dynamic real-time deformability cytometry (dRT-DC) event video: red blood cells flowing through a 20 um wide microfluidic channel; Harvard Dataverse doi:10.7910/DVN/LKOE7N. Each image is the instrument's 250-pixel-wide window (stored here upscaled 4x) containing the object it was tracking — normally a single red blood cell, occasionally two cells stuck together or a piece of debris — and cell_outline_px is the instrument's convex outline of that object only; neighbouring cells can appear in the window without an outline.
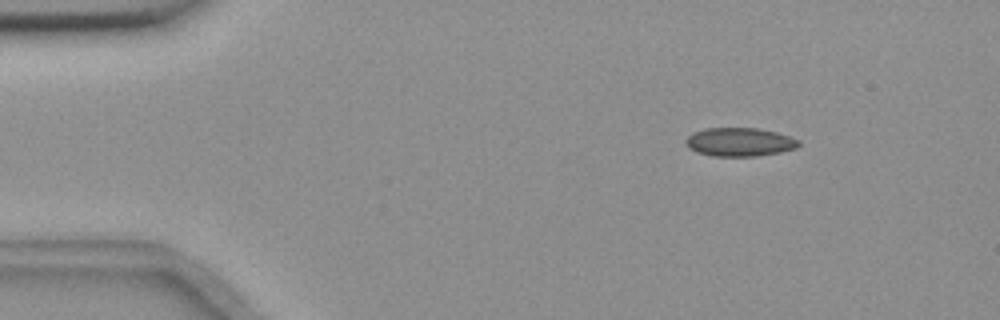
{"species": "common noctule bat (a hibernating species)", "species_latin": "Nyctalus noctula", "temperature_condition": "room temperature", "stored_images_in_passage": 49, "camera_frame_rate_fps": 3000, "um_per_image_px": 0.085, "animal": {"sex": "female", "body_mass_g": 18.4}, "frame": {"image": 1, "passage_image": 1, "time_ms": 0.0, "image_size_px": [1000, 320], "cell_outline_px": [[800, 144], [796, 148], [780, 152], [756, 156], [712, 156], [696, 152], [688, 148], [684, 144], [684, 140], [692, 132], [704, 128], [760, 128], [776, 132], [800, 140]], "centroid_in_image_um": [62.82, 12.07], "position_along_channel_um": 22.2, "area_um2": 19.02}}
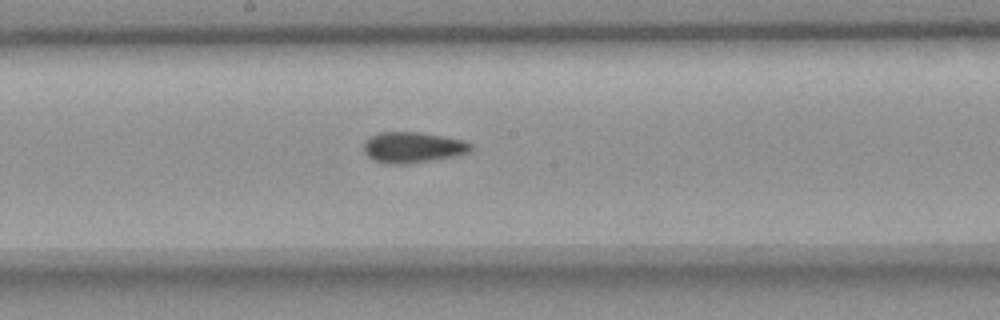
{"frame": {"image": 2, "passage_image": 23, "time_ms": 7.333, "image_size_px": [1000, 320], "cell_outline_px": [[472, 148], [468, 152], [456, 156], [408, 164], [388, 164], [372, 160], [364, 152], [364, 140], [368, 136], [380, 132], [420, 132], [444, 136], [464, 140], [472, 144]], "centroid_in_image_um": [35.06, 12.52], "position_along_channel_um": 213.1, "area_um2": 19.48}}
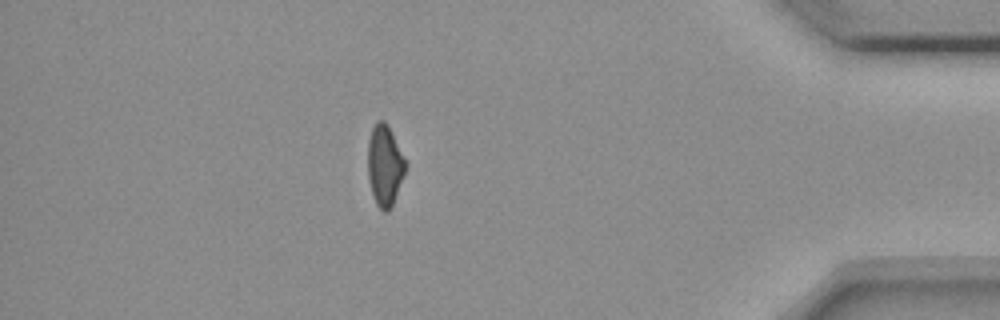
{"frame": {"image": 3, "passage_image": 42, "time_ms": 13.667, "image_size_px": [1000, 320], "cell_outline_px": [[408, 164], [404, 176], [392, 208], [388, 212], [384, 212], [376, 204], [372, 192], [368, 176], [368, 140], [372, 128], [376, 120], [384, 120], [388, 124]], "centroid_in_image_um": [32.72, 14.06], "position_along_channel_um": 402.5, "area_um2": 18.09}, "authors_computed_cell_mechanics": {"area_um2": 18.785, "velocity_mm_per_s": 3.6682, "shape_relaxation_time_tau1_ms": null, "shape_relaxation_time_tau2_ms": 9.1787, "deformation_change_tau1": null, "deformation_change_tau2": 0.113}}